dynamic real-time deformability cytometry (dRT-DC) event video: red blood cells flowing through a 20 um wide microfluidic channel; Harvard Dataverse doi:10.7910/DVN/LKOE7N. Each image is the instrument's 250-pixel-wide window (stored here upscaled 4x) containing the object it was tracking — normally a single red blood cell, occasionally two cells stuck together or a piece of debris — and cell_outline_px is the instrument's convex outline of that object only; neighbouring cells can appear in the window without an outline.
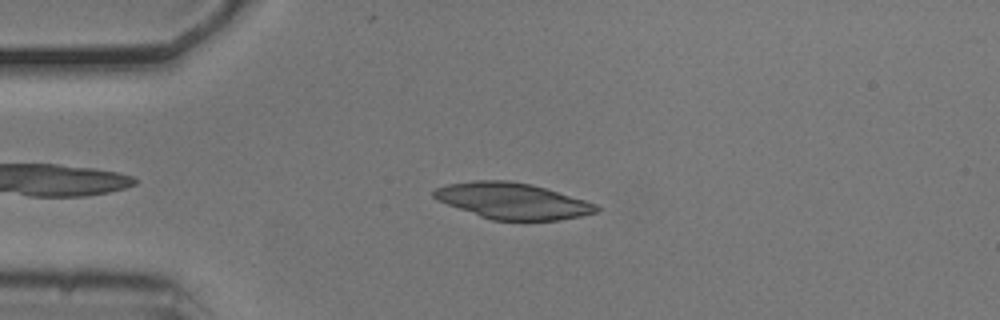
{"species": "common noctule bat (a hibernating species)", "species_latin": "Nyctalus noctula", "temperature_condition": "cold", "stored_images_in_passage": 49, "camera_frame_rate_fps": 3000, "um_per_image_px": 0.085, "animal": {"sex": "male", "body_mass_g": 20.5, "forearm_length_mm": 52.5}, "frame": {"image": 1, "passage_image": 8, "time_ms": 2.333, "image_size_px": [1000, 320], "cell_outline_px": [[600, 212], [560, 220], [492, 220], [480, 216], [436, 200], [432, 196], [432, 192], [436, 188], [448, 184], [476, 180], [508, 180], [532, 184], [584, 200], [596, 204], [600, 208]], "centroid_in_image_um": [43.56, 17.07], "position_along_channel_um": 41.4, "area_um2": 34.04}}